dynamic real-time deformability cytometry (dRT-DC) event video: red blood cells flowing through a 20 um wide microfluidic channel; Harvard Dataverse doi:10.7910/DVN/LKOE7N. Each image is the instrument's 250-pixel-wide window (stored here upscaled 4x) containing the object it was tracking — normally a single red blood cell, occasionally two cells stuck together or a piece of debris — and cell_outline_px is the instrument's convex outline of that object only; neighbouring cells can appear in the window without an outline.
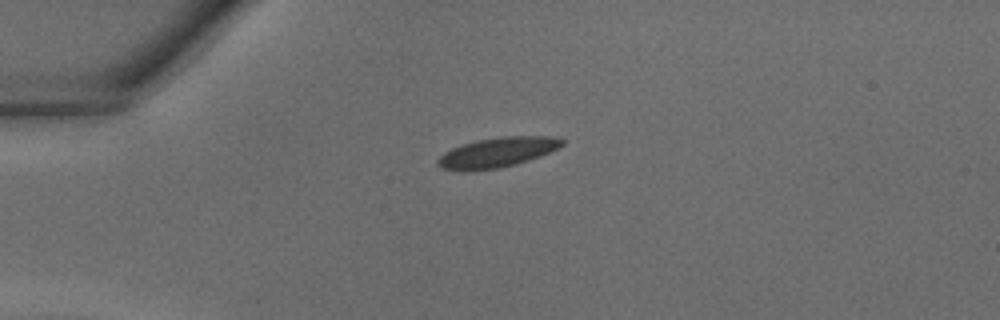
{"species": "common noctule bat (a hibernating species)", "species_latin": "Nyctalus noctula", "temperature_condition": "warm", "stored_images_in_passage": 30, "camera_frame_rate_fps": 3000, "um_per_image_px": 0.085, "animal": {"sex": "male", "body_mass_g": 18.8}, "frame": {"image": 1, "passage_image": 1, "time_ms": 0.0, "image_size_px": [1000, 320], "cell_outline_px": [[564, 144], [540, 156], [516, 164], [500, 168], [468, 172], [460, 172], [440, 168], [436, 164], [436, 160], [444, 152], [452, 148], [476, 140], [500, 136], [556, 136], [564, 140]], "centroid_in_image_um": [42.21, 12.97], "position_along_channel_um": 42.8, "area_um2": 21.96}}
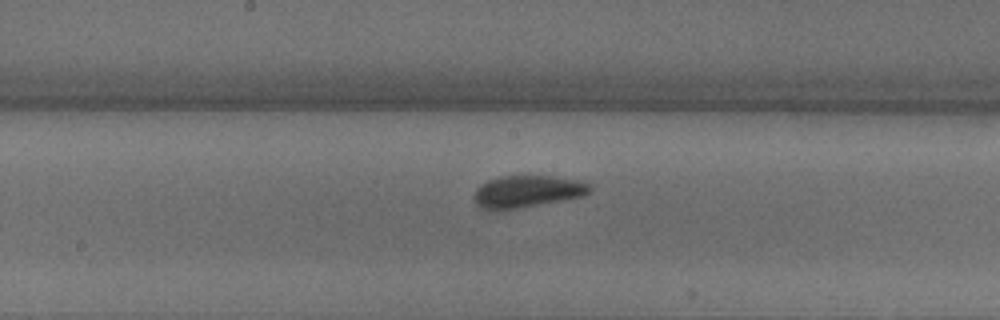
{"frame": {"image": 2, "passage_image": 12, "time_ms": 3.667, "image_size_px": [1000, 320], "cell_outline_px": [[592, 188], [588, 192], [580, 196], [520, 208], [488, 212], [480, 208], [476, 204], [476, 188], [480, 184], [488, 180], [500, 176], [548, 176], [584, 180]], "centroid_in_image_um": [44.76, 16.28], "position_along_channel_um": 203.4, "area_um2": 21.62}}
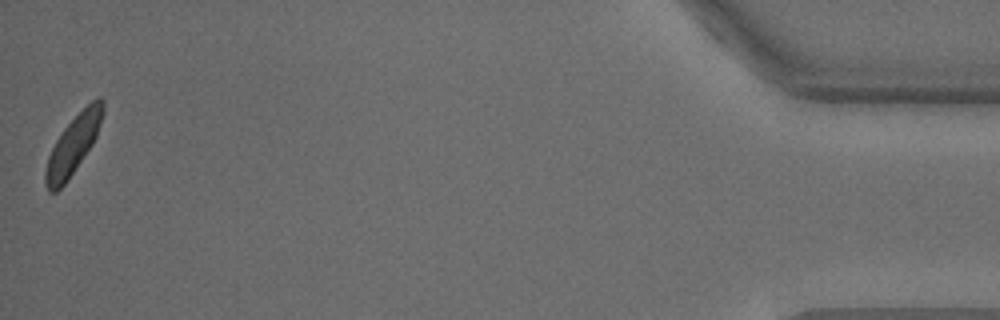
{"frame": {"image": 3, "passage_image": 30, "time_ms": 9.667, "image_size_px": [1000, 320], "cell_outline_px": [[104, 112], [96, 136], [92, 144], [68, 180], [56, 192], [48, 192], [44, 184], [44, 172], [48, 156], [56, 140], [64, 128], [92, 100], [100, 96], [104, 100]], "centroid_in_image_um": [6.2, 12.34], "position_along_channel_um": 429.0, "area_um2": 19.36}}